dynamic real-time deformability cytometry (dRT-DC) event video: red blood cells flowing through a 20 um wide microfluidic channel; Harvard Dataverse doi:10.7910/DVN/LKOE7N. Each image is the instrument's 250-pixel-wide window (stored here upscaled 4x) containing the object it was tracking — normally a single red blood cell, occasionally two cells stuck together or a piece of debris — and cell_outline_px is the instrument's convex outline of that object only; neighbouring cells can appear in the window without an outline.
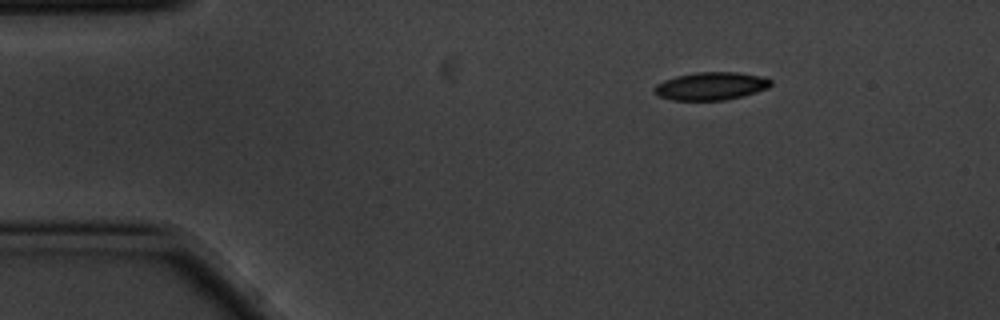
{"species": "common noctule bat (a hibernating species)", "species_latin": "Nyctalus noctula", "temperature_condition": "cold", "stored_images_in_passage": 2, "camera_frame_rate_fps": 3000, "um_per_image_px": 0.085, "animal": {"sex": "male", "body_mass_g": 20.1, "forearm_length_mm": 53.5}, "frame": {"image": 1, "passage_image": 1, "time_ms": 0.0, "image_size_px": [1000, 320], "cell_outline_px": [[772, 84], [768, 88], [756, 92], [724, 100], [672, 100], [660, 96], [652, 88], [656, 84], [664, 80], [676, 76], [696, 72], [736, 72], [760, 76], [772, 80]], "centroid_in_image_um": [60.42, 7.31], "position_along_channel_um": 24.6, "area_um2": 18.79}}